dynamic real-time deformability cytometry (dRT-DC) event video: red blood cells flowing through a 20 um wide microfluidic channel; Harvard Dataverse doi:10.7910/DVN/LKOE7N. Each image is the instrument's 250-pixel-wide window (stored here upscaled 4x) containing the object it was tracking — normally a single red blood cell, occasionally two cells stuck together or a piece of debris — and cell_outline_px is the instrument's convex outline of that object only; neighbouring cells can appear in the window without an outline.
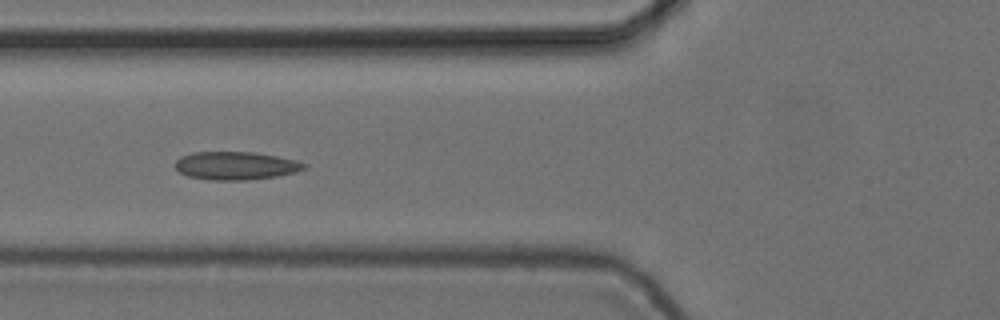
{"species": "common noctule bat (a hibernating species)", "species_latin": "Nyctalus noctula", "temperature_condition": "cold", "stored_images_in_passage": 15, "camera_frame_rate_fps": 3000, "um_per_image_px": 0.085, "animal": {"sex": "female", "body_mass_g": 24.6, "forearm_length_mm": 56.2}, "frame": {"image": 1, "passage_image": 5, "time_ms": 1.333, "image_size_px": [1000, 320], "cell_outline_px": [[308, 164], [304, 168], [296, 172], [276, 176], [244, 180], [212, 180], [188, 176], [180, 172], [176, 168], [176, 160], [180, 156], [192, 152], [256, 152], [296, 160]], "centroid_in_image_um": [20.03, 14.07], "position_along_channel_um": 105.8, "area_um2": 21.04}}
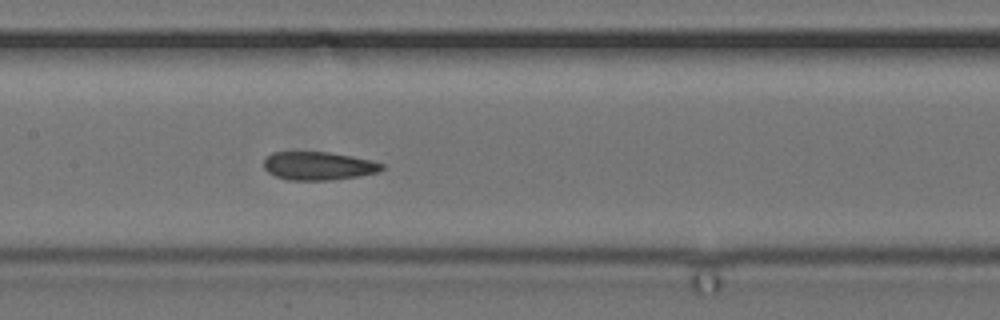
{"frame": {"image": 2, "passage_image": 11, "time_ms": 3.333, "image_size_px": [1000, 320], "cell_outline_px": [[384, 168], [376, 172], [360, 176], [332, 180], [288, 180], [276, 176], [268, 172], [264, 168], [264, 156], [272, 152], [328, 152], [352, 156], [372, 160], [384, 164]], "centroid_in_image_um": [27.05, 14.1], "position_along_channel_um": 180.4, "area_um2": 19.59}}